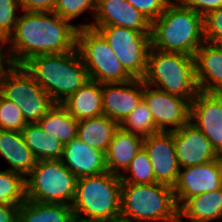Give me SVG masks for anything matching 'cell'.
Segmentation results:
<instances>
[{
  "label": "cell",
  "mask_w": 222,
  "mask_h": 222,
  "mask_svg": "<svg viewBox=\"0 0 222 222\" xmlns=\"http://www.w3.org/2000/svg\"><path fill=\"white\" fill-rule=\"evenodd\" d=\"M21 12L7 39L13 65H23L33 56L59 54L76 48V25L53 12Z\"/></svg>",
  "instance_id": "1"
},
{
  "label": "cell",
  "mask_w": 222,
  "mask_h": 222,
  "mask_svg": "<svg viewBox=\"0 0 222 222\" xmlns=\"http://www.w3.org/2000/svg\"><path fill=\"white\" fill-rule=\"evenodd\" d=\"M151 48L195 56L205 42L203 16L172 0L151 23Z\"/></svg>",
  "instance_id": "2"
},
{
  "label": "cell",
  "mask_w": 222,
  "mask_h": 222,
  "mask_svg": "<svg viewBox=\"0 0 222 222\" xmlns=\"http://www.w3.org/2000/svg\"><path fill=\"white\" fill-rule=\"evenodd\" d=\"M23 67L54 103L64 102L90 80L77 48L59 54L33 56Z\"/></svg>",
  "instance_id": "3"
},
{
  "label": "cell",
  "mask_w": 222,
  "mask_h": 222,
  "mask_svg": "<svg viewBox=\"0 0 222 222\" xmlns=\"http://www.w3.org/2000/svg\"><path fill=\"white\" fill-rule=\"evenodd\" d=\"M145 84L191 102L200 92L196 79L195 58L179 52L150 48Z\"/></svg>",
  "instance_id": "4"
},
{
  "label": "cell",
  "mask_w": 222,
  "mask_h": 222,
  "mask_svg": "<svg viewBox=\"0 0 222 222\" xmlns=\"http://www.w3.org/2000/svg\"><path fill=\"white\" fill-rule=\"evenodd\" d=\"M121 187L120 176L108 171L78 178L71 205L73 215L91 222L120 218Z\"/></svg>",
  "instance_id": "5"
},
{
  "label": "cell",
  "mask_w": 222,
  "mask_h": 222,
  "mask_svg": "<svg viewBox=\"0 0 222 222\" xmlns=\"http://www.w3.org/2000/svg\"><path fill=\"white\" fill-rule=\"evenodd\" d=\"M120 217L132 222H178L173 187L122 182Z\"/></svg>",
  "instance_id": "6"
},
{
  "label": "cell",
  "mask_w": 222,
  "mask_h": 222,
  "mask_svg": "<svg viewBox=\"0 0 222 222\" xmlns=\"http://www.w3.org/2000/svg\"><path fill=\"white\" fill-rule=\"evenodd\" d=\"M77 179L61 159L37 161L25 177L26 199L71 206L75 198Z\"/></svg>",
  "instance_id": "7"
},
{
  "label": "cell",
  "mask_w": 222,
  "mask_h": 222,
  "mask_svg": "<svg viewBox=\"0 0 222 222\" xmlns=\"http://www.w3.org/2000/svg\"><path fill=\"white\" fill-rule=\"evenodd\" d=\"M76 48L89 79L100 84L124 83L133 77L124 69L105 38L95 29L81 28L76 33Z\"/></svg>",
  "instance_id": "8"
},
{
  "label": "cell",
  "mask_w": 222,
  "mask_h": 222,
  "mask_svg": "<svg viewBox=\"0 0 222 222\" xmlns=\"http://www.w3.org/2000/svg\"><path fill=\"white\" fill-rule=\"evenodd\" d=\"M0 94L20 107L27 124L38 123L55 104L23 65H13L0 79Z\"/></svg>",
  "instance_id": "9"
},
{
  "label": "cell",
  "mask_w": 222,
  "mask_h": 222,
  "mask_svg": "<svg viewBox=\"0 0 222 222\" xmlns=\"http://www.w3.org/2000/svg\"><path fill=\"white\" fill-rule=\"evenodd\" d=\"M108 42L124 69L135 79H143L151 48L150 33L120 26H91Z\"/></svg>",
  "instance_id": "10"
},
{
  "label": "cell",
  "mask_w": 222,
  "mask_h": 222,
  "mask_svg": "<svg viewBox=\"0 0 222 222\" xmlns=\"http://www.w3.org/2000/svg\"><path fill=\"white\" fill-rule=\"evenodd\" d=\"M143 100L152 113L159 131L172 132L189 122L190 102L187 99L144 83Z\"/></svg>",
  "instance_id": "11"
},
{
  "label": "cell",
  "mask_w": 222,
  "mask_h": 222,
  "mask_svg": "<svg viewBox=\"0 0 222 222\" xmlns=\"http://www.w3.org/2000/svg\"><path fill=\"white\" fill-rule=\"evenodd\" d=\"M222 187V156L210 162L187 168H180L173 186L178 208L193 196L213 192Z\"/></svg>",
  "instance_id": "12"
},
{
  "label": "cell",
  "mask_w": 222,
  "mask_h": 222,
  "mask_svg": "<svg viewBox=\"0 0 222 222\" xmlns=\"http://www.w3.org/2000/svg\"><path fill=\"white\" fill-rule=\"evenodd\" d=\"M189 122L204 133L222 156V93L200 91L190 102Z\"/></svg>",
  "instance_id": "13"
},
{
  "label": "cell",
  "mask_w": 222,
  "mask_h": 222,
  "mask_svg": "<svg viewBox=\"0 0 222 222\" xmlns=\"http://www.w3.org/2000/svg\"><path fill=\"white\" fill-rule=\"evenodd\" d=\"M143 148L150 159L155 181L173 187L180 171L173 131H160L144 137Z\"/></svg>",
  "instance_id": "14"
},
{
  "label": "cell",
  "mask_w": 222,
  "mask_h": 222,
  "mask_svg": "<svg viewBox=\"0 0 222 222\" xmlns=\"http://www.w3.org/2000/svg\"><path fill=\"white\" fill-rule=\"evenodd\" d=\"M91 26H120L151 33V22L127 0H97L93 22H80L76 28Z\"/></svg>",
  "instance_id": "15"
},
{
  "label": "cell",
  "mask_w": 222,
  "mask_h": 222,
  "mask_svg": "<svg viewBox=\"0 0 222 222\" xmlns=\"http://www.w3.org/2000/svg\"><path fill=\"white\" fill-rule=\"evenodd\" d=\"M143 90V79L102 84L103 115L120 125L143 100Z\"/></svg>",
  "instance_id": "16"
},
{
  "label": "cell",
  "mask_w": 222,
  "mask_h": 222,
  "mask_svg": "<svg viewBox=\"0 0 222 222\" xmlns=\"http://www.w3.org/2000/svg\"><path fill=\"white\" fill-rule=\"evenodd\" d=\"M173 141L180 168L201 165L220 157L204 133L190 122L173 131Z\"/></svg>",
  "instance_id": "17"
},
{
  "label": "cell",
  "mask_w": 222,
  "mask_h": 222,
  "mask_svg": "<svg viewBox=\"0 0 222 222\" xmlns=\"http://www.w3.org/2000/svg\"><path fill=\"white\" fill-rule=\"evenodd\" d=\"M61 161L77 178L108 171L105 153L92 148L78 137L64 144Z\"/></svg>",
  "instance_id": "18"
},
{
  "label": "cell",
  "mask_w": 222,
  "mask_h": 222,
  "mask_svg": "<svg viewBox=\"0 0 222 222\" xmlns=\"http://www.w3.org/2000/svg\"><path fill=\"white\" fill-rule=\"evenodd\" d=\"M194 58L199 90L222 93V46L204 42Z\"/></svg>",
  "instance_id": "19"
},
{
  "label": "cell",
  "mask_w": 222,
  "mask_h": 222,
  "mask_svg": "<svg viewBox=\"0 0 222 222\" xmlns=\"http://www.w3.org/2000/svg\"><path fill=\"white\" fill-rule=\"evenodd\" d=\"M143 141L144 137L126 132L119 127L105 152L108 172L121 176L143 148Z\"/></svg>",
  "instance_id": "20"
},
{
  "label": "cell",
  "mask_w": 222,
  "mask_h": 222,
  "mask_svg": "<svg viewBox=\"0 0 222 222\" xmlns=\"http://www.w3.org/2000/svg\"><path fill=\"white\" fill-rule=\"evenodd\" d=\"M0 156L10 166L7 170L26 177L36 165L30 148L25 144L22 132L0 129Z\"/></svg>",
  "instance_id": "21"
},
{
  "label": "cell",
  "mask_w": 222,
  "mask_h": 222,
  "mask_svg": "<svg viewBox=\"0 0 222 222\" xmlns=\"http://www.w3.org/2000/svg\"><path fill=\"white\" fill-rule=\"evenodd\" d=\"M178 222H212L222 219V187L188 198L178 208ZM186 218L188 221H183Z\"/></svg>",
  "instance_id": "22"
},
{
  "label": "cell",
  "mask_w": 222,
  "mask_h": 222,
  "mask_svg": "<svg viewBox=\"0 0 222 222\" xmlns=\"http://www.w3.org/2000/svg\"><path fill=\"white\" fill-rule=\"evenodd\" d=\"M61 104L78 121L103 115L102 84L89 80Z\"/></svg>",
  "instance_id": "23"
},
{
  "label": "cell",
  "mask_w": 222,
  "mask_h": 222,
  "mask_svg": "<svg viewBox=\"0 0 222 222\" xmlns=\"http://www.w3.org/2000/svg\"><path fill=\"white\" fill-rule=\"evenodd\" d=\"M119 127L115 120L100 115L79 121L77 137L92 148L105 153Z\"/></svg>",
  "instance_id": "24"
},
{
  "label": "cell",
  "mask_w": 222,
  "mask_h": 222,
  "mask_svg": "<svg viewBox=\"0 0 222 222\" xmlns=\"http://www.w3.org/2000/svg\"><path fill=\"white\" fill-rule=\"evenodd\" d=\"M21 132L37 161L62 158L64 143L44 131L38 123L27 124Z\"/></svg>",
  "instance_id": "25"
},
{
  "label": "cell",
  "mask_w": 222,
  "mask_h": 222,
  "mask_svg": "<svg viewBox=\"0 0 222 222\" xmlns=\"http://www.w3.org/2000/svg\"><path fill=\"white\" fill-rule=\"evenodd\" d=\"M73 216L71 206L25 200L18 210V222H68Z\"/></svg>",
  "instance_id": "26"
},
{
  "label": "cell",
  "mask_w": 222,
  "mask_h": 222,
  "mask_svg": "<svg viewBox=\"0 0 222 222\" xmlns=\"http://www.w3.org/2000/svg\"><path fill=\"white\" fill-rule=\"evenodd\" d=\"M78 124L79 121L61 103H55L38 122L44 131L64 144L77 137Z\"/></svg>",
  "instance_id": "27"
},
{
  "label": "cell",
  "mask_w": 222,
  "mask_h": 222,
  "mask_svg": "<svg viewBox=\"0 0 222 222\" xmlns=\"http://www.w3.org/2000/svg\"><path fill=\"white\" fill-rule=\"evenodd\" d=\"M25 200V177L7 169L0 170V204L20 206Z\"/></svg>",
  "instance_id": "28"
},
{
  "label": "cell",
  "mask_w": 222,
  "mask_h": 222,
  "mask_svg": "<svg viewBox=\"0 0 222 222\" xmlns=\"http://www.w3.org/2000/svg\"><path fill=\"white\" fill-rule=\"evenodd\" d=\"M119 126L126 132L137 134L142 137L160 132L144 100L140 102L137 108H135Z\"/></svg>",
  "instance_id": "29"
},
{
  "label": "cell",
  "mask_w": 222,
  "mask_h": 222,
  "mask_svg": "<svg viewBox=\"0 0 222 222\" xmlns=\"http://www.w3.org/2000/svg\"><path fill=\"white\" fill-rule=\"evenodd\" d=\"M122 182L133 184L156 183L150 159L144 148L135 155L129 167L120 176Z\"/></svg>",
  "instance_id": "30"
},
{
  "label": "cell",
  "mask_w": 222,
  "mask_h": 222,
  "mask_svg": "<svg viewBox=\"0 0 222 222\" xmlns=\"http://www.w3.org/2000/svg\"><path fill=\"white\" fill-rule=\"evenodd\" d=\"M97 0H57L53 13L60 18L72 21L85 12L94 17Z\"/></svg>",
  "instance_id": "31"
},
{
  "label": "cell",
  "mask_w": 222,
  "mask_h": 222,
  "mask_svg": "<svg viewBox=\"0 0 222 222\" xmlns=\"http://www.w3.org/2000/svg\"><path fill=\"white\" fill-rule=\"evenodd\" d=\"M26 125L20 107L0 94V129L21 132Z\"/></svg>",
  "instance_id": "32"
},
{
  "label": "cell",
  "mask_w": 222,
  "mask_h": 222,
  "mask_svg": "<svg viewBox=\"0 0 222 222\" xmlns=\"http://www.w3.org/2000/svg\"><path fill=\"white\" fill-rule=\"evenodd\" d=\"M19 10V0H0V37L8 39L13 33Z\"/></svg>",
  "instance_id": "33"
},
{
  "label": "cell",
  "mask_w": 222,
  "mask_h": 222,
  "mask_svg": "<svg viewBox=\"0 0 222 222\" xmlns=\"http://www.w3.org/2000/svg\"><path fill=\"white\" fill-rule=\"evenodd\" d=\"M205 42L222 46V7L203 16Z\"/></svg>",
  "instance_id": "34"
},
{
  "label": "cell",
  "mask_w": 222,
  "mask_h": 222,
  "mask_svg": "<svg viewBox=\"0 0 222 222\" xmlns=\"http://www.w3.org/2000/svg\"><path fill=\"white\" fill-rule=\"evenodd\" d=\"M151 23L156 20L172 0H127Z\"/></svg>",
  "instance_id": "35"
},
{
  "label": "cell",
  "mask_w": 222,
  "mask_h": 222,
  "mask_svg": "<svg viewBox=\"0 0 222 222\" xmlns=\"http://www.w3.org/2000/svg\"><path fill=\"white\" fill-rule=\"evenodd\" d=\"M184 6L191 8L202 16L222 7V0H179Z\"/></svg>",
  "instance_id": "36"
},
{
  "label": "cell",
  "mask_w": 222,
  "mask_h": 222,
  "mask_svg": "<svg viewBox=\"0 0 222 222\" xmlns=\"http://www.w3.org/2000/svg\"><path fill=\"white\" fill-rule=\"evenodd\" d=\"M57 0H19L21 11L53 12Z\"/></svg>",
  "instance_id": "37"
},
{
  "label": "cell",
  "mask_w": 222,
  "mask_h": 222,
  "mask_svg": "<svg viewBox=\"0 0 222 222\" xmlns=\"http://www.w3.org/2000/svg\"><path fill=\"white\" fill-rule=\"evenodd\" d=\"M7 45V39L0 37V79L13 66Z\"/></svg>",
  "instance_id": "38"
},
{
  "label": "cell",
  "mask_w": 222,
  "mask_h": 222,
  "mask_svg": "<svg viewBox=\"0 0 222 222\" xmlns=\"http://www.w3.org/2000/svg\"><path fill=\"white\" fill-rule=\"evenodd\" d=\"M18 205L0 204V222H18Z\"/></svg>",
  "instance_id": "39"
},
{
  "label": "cell",
  "mask_w": 222,
  "mask_h": 222,
  "mask_svg": "<svg viewBox=\"0 0 222 222\" xmlns=\"http://www.w3.org/2000/svg\"><path fill=\"white\" fill-rule=\"evenodd\" d=\"M68 222H91V221L73 215Z\"/></svg>",
  "instance_id": "40"
},
{
  "label": "cell",
  "mask_w": 222,
  "mask_h": 222,
  "mask_svg": "<svg viewBox=\"0 0 222 222\" xmlns=\"http://www.w3.org/2000/svg\"><path fill=\"white\" fill-rule=\"evenodd\" d=\"M104 222H132V221H129L120 217L114 220H109V221H104Z\"/></svg>",
  "instance_id": "41"
}]
</instances>
